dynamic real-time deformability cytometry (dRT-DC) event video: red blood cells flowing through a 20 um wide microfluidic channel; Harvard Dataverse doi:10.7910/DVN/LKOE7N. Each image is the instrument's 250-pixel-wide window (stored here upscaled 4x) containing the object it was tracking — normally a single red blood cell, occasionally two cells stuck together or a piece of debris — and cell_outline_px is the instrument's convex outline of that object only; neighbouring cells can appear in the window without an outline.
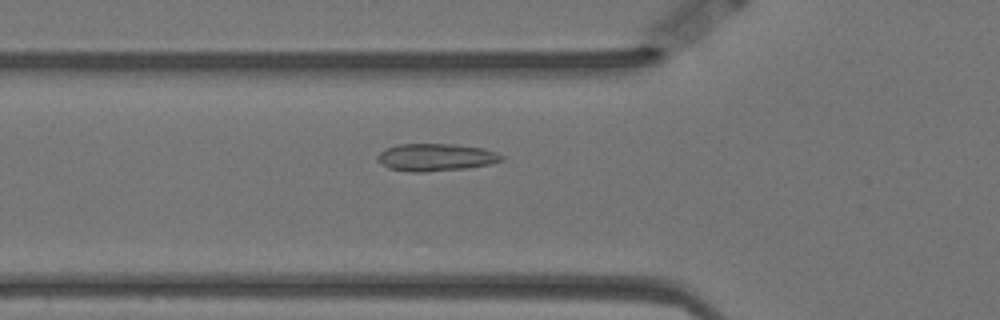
{"species": "Egyptian fruit bat (a non-hibernating species)", "species_latin": "Rousettus aegyptiacus", "temperature_condition": "warm", "stored_images_in_passage": 53, "camera_frame_rate_fps": 3000, "um_per_image_px": 0.085, "animal": {"sex": "female"}, "frame": {"image": 1, "passage_image": 15, "time_ms": 4.667, "image_size_px": [1000, 320], "cell_outline_px": [[504, 160], [488, 164], [468, 168], [424, 172], [412, 172], [388, 168], [376, 160], [376, 156], [380, 152], [396, 144], [452, 144], [484, 148], [496, 152], [504, 156]], "centroid_in_image_um": [37.04, 13.37], "position_along_channel_um": 88.8, "area_um2": 19.88}}
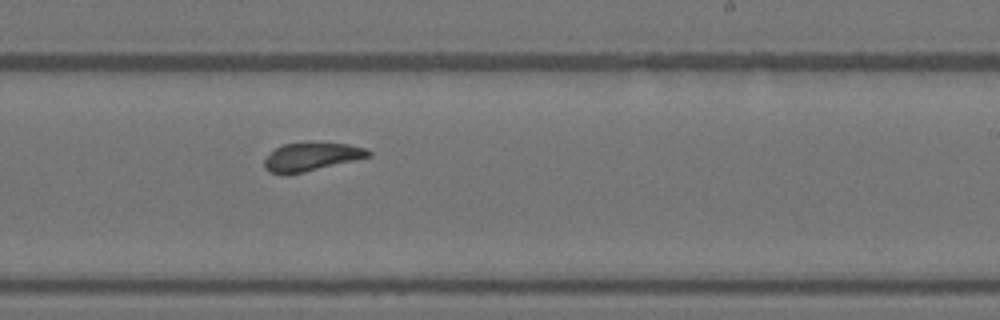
{"frame": {"image": 2, "passage_image": 30, "time_ms": 9.667, "image_size_px": [1000, 320], "cell_outline_px": [[372, 156], [304, 172], [272, 172], [264, 168], [264, 160], [276, 148], [284, 144], [312, 140], [348, 144], [364, 148], [372, 152]], "centroid_in_image_um": [26.53, 13.26], "position_along_channel_um": 262.5, "area_um2": 17.17}}
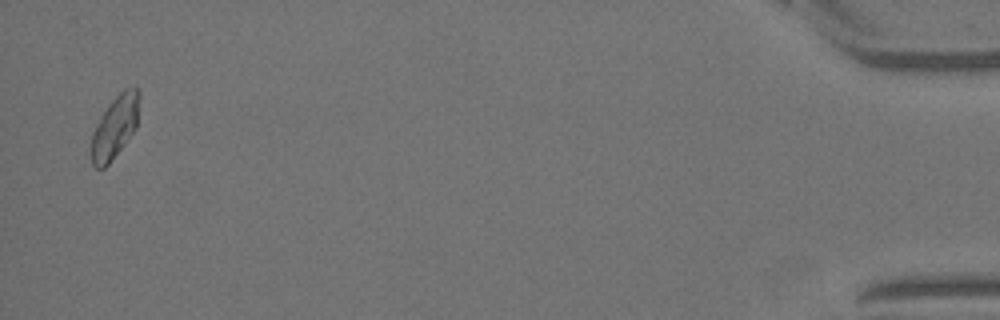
{"frame": {"image": 3, "passage_image": 52, "time_ms": 17.0, "image_size_px": [1000, 320], "cell_outline_px": [[140, 96], [136, 128], [124, 144], [108, 164], [104, 168], [96, 168], [92, 164], [92, 132], [100, 116], [108, 104], [124, 88], [136, 88], [140, 92]], "centroid_in_image_um": [9.77, 10.76], "position_along_channel_um": 425.4, "area_um2": 17.28}, "authors_computed_cell_mechanics": {"area_um2": 18.3226, "velocity_mm_per_s": 3.4699, "shape_relaxation_time_tau1_ms": 6.5051, "shape_relaxation_time_tau2_ms": 1.0836, "deformation_change_tau1": 0.1257, "deformation_change_tau2": 0.063}}